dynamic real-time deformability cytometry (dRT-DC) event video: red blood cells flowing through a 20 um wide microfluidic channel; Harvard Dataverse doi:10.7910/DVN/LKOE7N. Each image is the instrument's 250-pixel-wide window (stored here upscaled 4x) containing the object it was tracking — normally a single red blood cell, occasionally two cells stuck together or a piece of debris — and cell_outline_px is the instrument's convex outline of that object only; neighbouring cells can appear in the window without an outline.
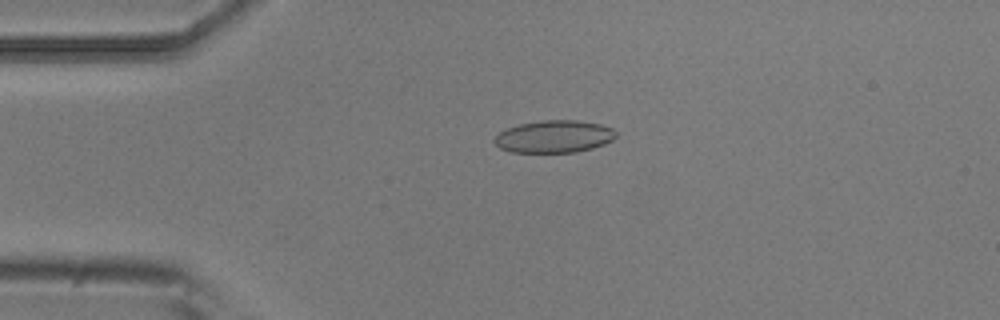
{"species": "common noctule bat (a hibernating species)", "species_latin": "Nyctalus noctula", "temperature_condition": "room temperature", "stored_images_in_passage": 3, "camera_frame_rate_fps": 3000, "um_per_image_px": 0.085, "animal": {"sex": "male", "body_mass_g": 20.5, "forearm_length_mm": 52.5}, "frame": {"image": 1, "passage_image": 1, "time_ms": 0.0, "image_size_px": [1000, 320], "cell_outline_px": [[616, 136], [612, 140], [604, 144], [592, 148], [576, 152], [512, 152], [500, 148], [492, 140], [500, 132], [508, 128], [520, 124], [540, 120], [576, 120], [600, 124], [612, 128], [616, 132]], "centroid_in_image_um": [47.1, 11.6], "position_along_channel_um": 37.9, "area_um2": 22.83}}
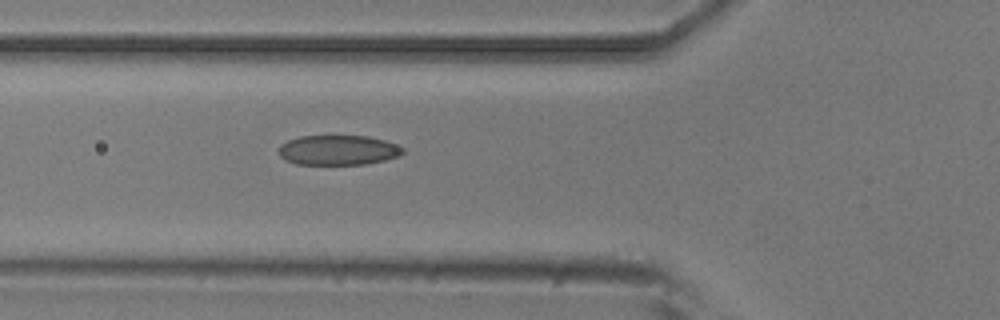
{"frame": {"image": 2, "passage_image": 3, "time_ms": 0.667, "image_size_px": [1000, 320], "cell_outline_px": [[404, 152], [400, 156], [384, 160], [364, 164], [296, 164], [284, 160], [280, 156], [280, 144], [288, 140], [300, 136], [368, 136], [384, 140], [396, 144], [404, 148]], "centroid_in_image_um": [28.75, 12.76], "position_along_channel_um": 97.1, "area_um2": 21.62}}